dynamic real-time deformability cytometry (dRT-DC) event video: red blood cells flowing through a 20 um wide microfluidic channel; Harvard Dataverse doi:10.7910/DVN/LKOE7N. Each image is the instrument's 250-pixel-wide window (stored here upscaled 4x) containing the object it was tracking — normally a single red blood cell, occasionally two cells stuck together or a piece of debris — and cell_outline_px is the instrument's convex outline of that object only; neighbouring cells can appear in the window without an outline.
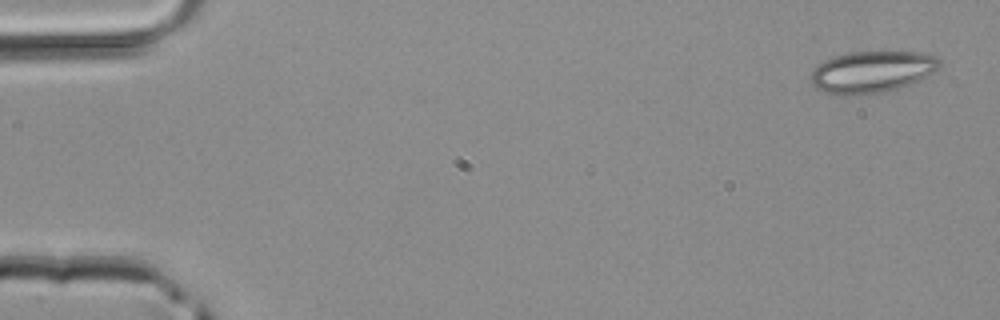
{"species": "common noctule bat (a hibernating species)", "species_latin": "Nyctalus noctula", "temperature_condition": "room temperature", "stored_images_in_passage": 5, "camera_frame_rate_fps": 3000, "um_per_image_px": 0.085, "animal": {"sex": "male", "body_mass_g": 20.4}, "frame": {"image": 1, "passage_image": 1, "time_ms": 0.0, "image_size_px": [1000, 320], "cell_outline_px": [[940, 68], [920, 80], [888, 92], [856, 96], [840, 96], [824, 92], [816, 88], [812, 84], [808, 76], [824, 60], [848, 52], [920, 52], [936, 56], [940, 60]], "centroid_in_image_um": [74.11, 6.13], "position_along_channel_um": 10.9, "area_um2": 31.73}}